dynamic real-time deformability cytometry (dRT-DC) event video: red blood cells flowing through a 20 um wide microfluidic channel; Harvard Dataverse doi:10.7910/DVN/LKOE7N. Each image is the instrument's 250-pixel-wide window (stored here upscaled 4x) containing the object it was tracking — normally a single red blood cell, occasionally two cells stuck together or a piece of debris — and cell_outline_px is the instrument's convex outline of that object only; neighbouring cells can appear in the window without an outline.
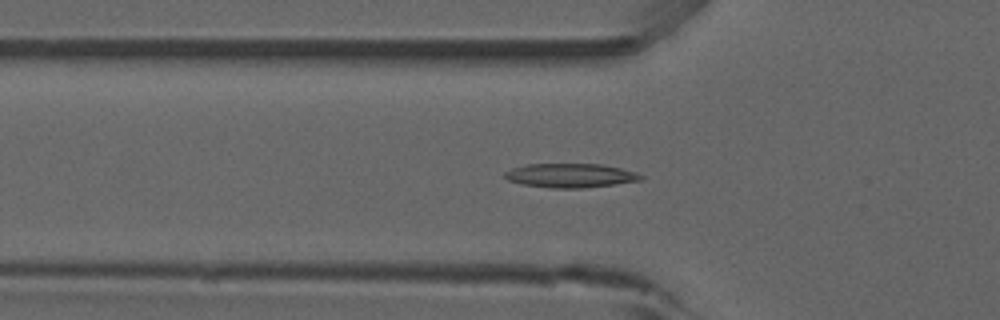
{"species": "common noctule bat (a hibernating species)", "species_latin": "Nyctalus noctula", "temperature_condition": "room temperature", "stored_images_in_passage": 52, "camera_frame_rate_fps": 3000, "um_per_image_px": 0.085, "animal": {"sex": "male", "forearm_length_mm": 52.5}, "frame": {"image": 1, "passage_image": 16, "time_ms": 5.0, "image_size_px": [1000, 320], "cell_outline_px": [[644, 180], [616, 184], [580, 188], [552, 188], [524, 184], [508, 180], [504, 176], [504, 172], [512, 168], [524, 164], [604, 164], [636, 172], [644, 176]], "centroid_in_image_um": [48.52, 14.91], "position_along_channel_um": 77.3, "area_um2": 19.13}}